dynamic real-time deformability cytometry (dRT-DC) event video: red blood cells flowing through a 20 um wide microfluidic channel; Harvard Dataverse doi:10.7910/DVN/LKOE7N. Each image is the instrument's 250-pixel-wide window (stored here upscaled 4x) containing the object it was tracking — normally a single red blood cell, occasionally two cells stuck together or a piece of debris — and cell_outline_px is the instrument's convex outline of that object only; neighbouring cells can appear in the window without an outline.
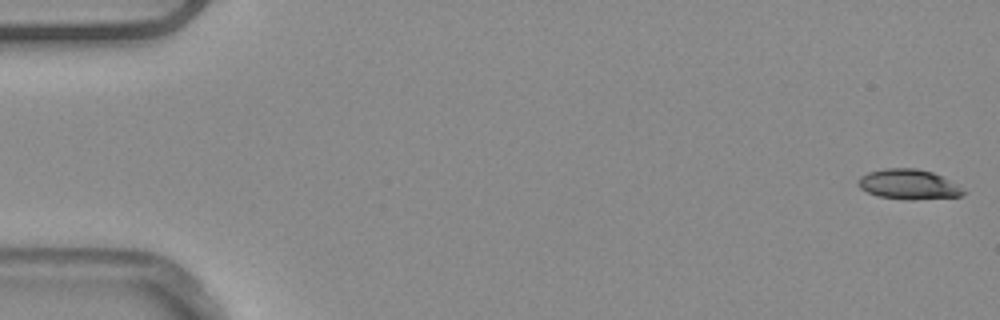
{"species": "common noctule bat (a hibernating species)", "species_latin": "Nyctalus noctula", "temperature_condition": "warm", "stored_images_in_passage": 52, "camera_frame_rate_fps": 3000, "um_per_image_px": 0.085, "animal": {"sex": "male", "body_mass_g": 20.4}, "frame": {"image": 1, "passage_image": 1, "time_ms": 0.0, "image_size_px": [1000, 320], "cell_outline_px": [[968, 192], [960, 196], [912, 200], [908, 200], [880, 196], [868, 192], [860, 188], [856, 184], [856, 180], [860, 176], [868, 172], [884, 168], [916, 168], [932, 172], [940, 176]], "centroid_in_image_um": [77.17, 15.67], "position_along_channel_um": 7.8, "area_um2": 18.26}}
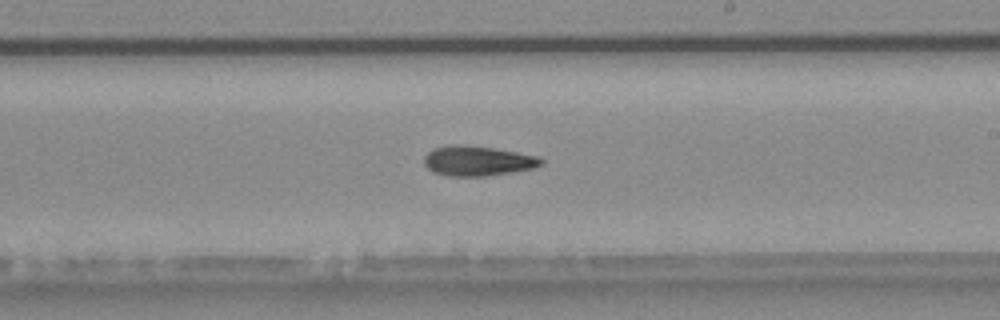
{"frame": {"image": 2, "passage_image": 31, "time_ms": 10.0, "image_size_px": [1000, 320], "cell_outline_px": [[544, 164], [532, 168], [484, 176], [448, 176], [432, 172], [424, 164], [424, 156], [432, 148], [448, 144], [456, 144], [492, 148], [540, 156], [544, 160]], "centroid_in_image_um": [40.56, 13.67], "position_along_channel_um": 248.4, "area_um2": 20.4}}
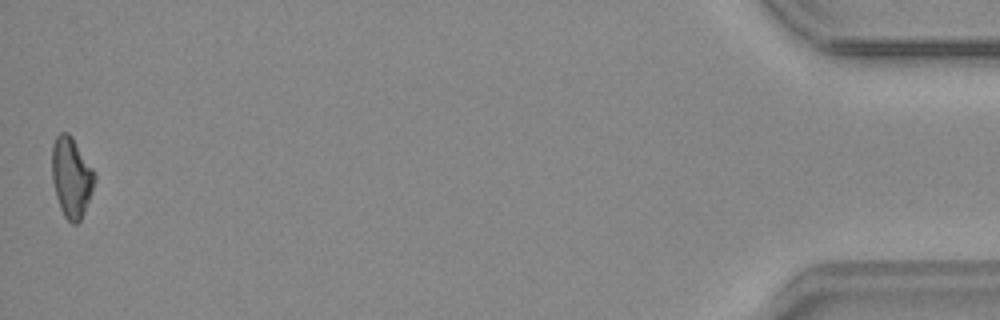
{"frame": {"image": 3, "passage_image": 52, "time_ms": 17.0, "image_size_px": [1000, 320], "cell_outline_px": [[96, 180], [80, 220], [76, 224], [72, 224], [64, 216], [60, 208], [56, 196], [52, 180], [52, 144], [56, 136], [60, 132], [68, 132], [72, 136], [96, 172]], "centroid_in_image_um": [6.07, 15.02], "position_along_channel_um": 429.1, "area_um2": 20.0}}